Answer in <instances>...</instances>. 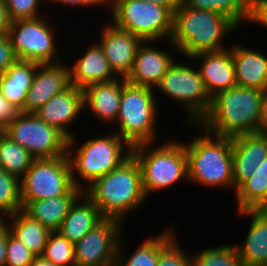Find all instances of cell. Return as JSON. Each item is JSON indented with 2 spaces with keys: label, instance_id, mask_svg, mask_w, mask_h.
Returning <instances> with one entry per match:
<instances>
[{
  "label": "cell",
  "instance_id": "1",
  "mask_svg": "<svg viewBox=\"0 0 267 266\" xmlns=\"http://www.w3.org/2000/svg\"><path fill=\"white\" fill-rule=\"evenodd\" d=\"M237 28L219 12L198 10L182 3L173 13V32L167 44L174 49L173 53L176 51L190 61L196 54L226 49L224 38Z\"/></svg>",
  "mask_w": 267,
  "mask_h": 266
},
{
  "label": "cell",
  "instance_id": "2",
  "mask_svg": "<svg viewBox=\"0 0 267 266\" xmlns=\"http://www.w3.org/2000/svg\"><path fill=\"white\" fill-rule=\"evenodd\" d=\"M262 95L263 91L238 85L219 92L198 125L227 138L258 133Z\"/></svg>",
  "mask_w": 267,
  "mask_h": 266
},
{
  "label": "cell",
  "instance_id": "3",
  "mask_svg": "<svg viewBox=\"0 0 267 266\" xmlns=\"http://www.w3.org/2000/svg\"><path fill=\"white\" fill-rule=\"evenodd\" d=\"M84 194L98 207L106 219L123 220L134 210L142 208L146 195L142 185L141 169L131 155L118 168L96 179Z\"/></svg>",
  "mask_w": 267,
  "mask_h": 266
},
{
  "label": "cell",
  "instance_id": "4",
  "mask_svg": "<svg viewBox=\"0 0 267 266\" xmlns=\"http://www.w3.org/2000/svg\"><path fill=\"white\" fill-rule=\"evenodd\" d=\"M188 126H196L202 131V134L192 137L189 143L184 142L188 182L202 187L234 190L232 138L213 135L198 124Z\"/></svg>",
  "mask_w": 267,
  "mask_h": 266
},
{
  "label": "cell",
  "instance_id": "5",
  "mask_svg": "<svg viewBox=\"0 0 267 266\" xmlns=\"http://www.w3.org/2000/svg\"><path fill=\"white\" fill-rule=\"evenodd\" d=\"M76 139V135L68 139L67 156L73 183L82 190L96 179L118 168L131 156L132 147L115 132L89 138L80 146ZM81 180H84L83 183Z\"/></svg>",
  "mask_w": 267,
  "mask_h": 266
},
{
  "label": "cell",
  "instance_id": "6",
  "mask_svg": "<svg viewBox=\"0 0 267 266\" xmlns=\"http://www.w3.org/2000/svg\"><path fill=\"white\" fill-rule=\"evenodd\" d=\"M155 144L158 145L154 142L141 143L131 150V155L141 169L142 185L147 199L151 194L170 189L179 181L188 182L184 142L172 139L156 147Z\"/></svg>",
  "mask_w": 267,
  "mask_h": 266
},
{
  "label": "cell",
  "instance_id": "7",
  "mask_svg": "<svg viewBox=\"0 0 267 266\" xmlns=\"http://www.w3.org/2000/svg\"><path fill=\"white\" fill-rule=\"evenodd\" d=\"M150 87L133 85L127 82L122 90L117 130L114 131L123 138L131 147L141 144L158 142L157 120L160 111Z\"/></svg>",
  "mask_w": 267,
  "mask_h": 266
},
{
  "label": "cell",
  "instance_id": "8",
  "mask_svg": "<svg viewBox=\"0 0 267 266\" xmlns=\"http://www.w3.org/2000/svg\"><path fill=\"white\" fill-rule=\"evenodd\" d=\"M112 23L143 41L168 42L173 32V13L166 7L142 0H107ZM165 40V42H164Z\"/></svg>",
  "mask_w": 267,
  "mask_h": 266
},
{
  "label": "cell",
  "instance_id": "9",
  "mask_svg": "<svg viewBox=\"0 0 267 266\" xmlns=\"http://www.w3.org/2000/svg\"><path fill=\"white\" fill-rule=\"evenodd\" d=\"M180 103L185 109L186 121L189 124H198L206 115L211 106L212 97L208 93L205 83L201 78L199 69L189 64L173 63L168 67L160 83L154 89Z\"/></svg>",
  "mask_w": 267,
  "mask_h": 266
},
{
  "label": "cell",
  "instance_id": "10",
  "mask_svg": "<svg viewBox=\"0 0 267 266\" xmlns=\"http://www.w3.org/2000/svg\"><path fill=\"white\" fill-rule=\"evenodd\" d=\"M3 132L36 159L67 155L68 138L36 114L19 112Z\"/></svg>",
  "mask_w": 267,
  "mask_h": 266
},
{
  "label": "cell",
  "instance_id": "11",
  "mask_svg": "<svg viewBox=\"0 0 267 266\" xmlns=\"http://www.w3.org/2000/svg\"><path fill=\"white\" fill-rule=\"evenodd\" d=\"M44 15L36 19L15 20L10 23L8 36L18 60L39 64H54L64 61L58 56L55 44L57 31L46 21ZM56 33V34H54Z\"/></svg>",
  "mask_w": 267,
  "mask_h": 266
},
{
  "label": "cell",
  "instance_id": "12",
  "mask_svg": "<svg viewBox=\"0 0 267 266\" xmlns=\"http://www.w3.org/2000/svg\"><path fill=\"white\" fill-rule=\"evenodd\" d=\"M74 186L67 155L35 159L21 178V198L35 201L66 195Z\"/></svg>",
  "mask_w": 267,
  "mask_h": 266
},
{
  "label": "cell",
  "instance_id": "13",
  "mask_svg": "<svg viewBox=\"0 0 267 266\" xmlns=\"http://www.w3.org/2000/svg\"><path fill=\"white\" fill-rule=\"evenodd\" d=\"M123 224L104 219L74 244L75 266H115Z\"/></svg>",
  "mask_w": 267,
  "mask_h": 266
},
{
  "label": "cell",
  "instance_id": "14",
  "mask_svg": "<svg viewBox=\"0 0 267 266\" xmlns=\"http://www.w3.org/2000/svg\"><path fill=\"white\" fill-rule=\"evenodd\" d=\"M103 25L100 29L101 37L98 44L114 74L118 78H126L143 40L116 27L112 22Z\"/></svg>",
  "mask_w": 267,
  "mask_h": 266
},
{
  "label": "cell",
  "instance_id": "15",
  "mask_svg": "<svg viewBox=\"0 0 267 266\" xmlns=\"http://www.w3.org/2000/svg\"><path fill=\"white\" fill-rule=\"evenodd\" d=\"M70 68L62 62L39 64L26 102L20 111L35 114L50 98L63 92L70 86Z\"/></svg>",
  "mask_w": 267,
  "mask_h": 266
},
{
  "label": "cell",
  "instance_id": "16",
  "mask_svg": "<svg viewBox=\"0 0 267 266\" xmlns=\"http://www.w3.org/2000/svg\"><path fill=\"white\" fill-rule=\"evenodd\" d=\"M83 110L82 89L70 85L63 92L50 98L35 114L70 139L75 135L72 130L70 131V125L79 119V114H82Z\"/></svg>",
  "mask_w": 267,
  "mask_h": 266
},
{
  "label": "cell",
  "instance_id": "17",
  "mask_svg": "<svg viewBox=\"0 0 267 266\" xmlns=\"http://www.w3.org/2000/svg\"><path fill=\"white\" fill-rule=\"evenodd\" d=\"M152 43L155 41H143L139 46L131 71L125 78L127 82L154 89L176 59L168 50L158 49Z\"/></svg>",
  "mask_w": 267,
  "mask_h": 266
},
{
  "label": "cell",
  "instance_id": "18",
  "mask_svg": "<svg viewBox=\"0 0 267 266\" xmlns=\"http://www.w3.org/2000/svg\"><path fill=\"white\" fill-rule=\"evenodd\" d=\"M126 83L125 78H117L110 82L95 83L83 88L84 111L89 109L90 114L96 120L103 122L105 126L116 124L121 94Z\"/></svg>",
  "mask_w": 267,
  "mask_h": 266
},
{
  "label": "cell",
  "instance_id": "19",
  "mask_svg": "<svg viewBox=\"0 0 267 266\" xmlns=\"http://www.w3.org/2000/svg\"><path fill=\"white\" fill-rule=\"evenodd\" d=\"M234 191L267 156V135L253 133L232 138Z\"/></svg>",
  "mask_w": 267,
  "mask_h": 266
},
{
  "label": "cell",
  "instance_id": "20",
  "mask_svg": "<svg viewBox=\"0 0 267 266\" xmlns=\"http://www.w3.org/2000/svg\"><path fill=\"white\" fill-rule=\"evenodd\" d=\"M201 62L198 69L211 97L236 86L232 51L229 48L202 52L191 57Z\"/></svg>",
  "mask_w": 267,
  "mask_h": 266
},
{
  "label": "cell",
  "instance_id": "21",
  "mask_svg": "<svg viewBox=\"0 0 267 266\" xmlns=\"http://www.w3.org/2000/svg\"><path fill=\"white\" fill-rule=\"evenodd\" d=\"M69 65L70 84L77 88H85L95 83H106L118 77L112 71L98 41L87 46L85 53Z\"/></svg>",
  "mask_w": 267,
  "mask_h": 266
},
{
  "label": "cell",
  "instance_id": "22",
  "mask_svg": "<svg viewBox=\"0 0 267 266\" xmlns=\"http://www.w3.org/2000/svg\"><path fill=\"white\" fill-rule=\"evenodd\" d=\"M84 193L74 186L66 195L35 201H22L23 211L51 232L58 231L71 206Z\"/></svg>",
  "mask_w": 267,
  "mask_h": 266
},
{
  "label": "cell",
  "instance_id": "23",
  "mask_svg": "<svg viewBox=\"0 0 267 266\" xmlns=\"http://www.w3.org/2000/svg\"><path fill=\"white\" fill-rule=\"evenodd\" d=\"M236 85L263 91L267 88V56L243 45L231 48Z\"/></svg>",
  "mask_w": 267,
  "mask_h": 266
},
{
  "label": "cell",
  "instance_id": "24",
  "mask_svg": "<svg viewBox=\"0 0 267 266\" xmlns=\"http://www.w3.org/2000/svg\"><path fill=\"white\" fill-rule=\"evenodd\" d=\"M237 213L251 218L245 239L235 244L242 266H267V217L259 210Z\"/></svg>",
  "mask_w": 267,
  "mask_h": 266
},
{
  "label": "cell",
  "instance_id": "25",
  "mask_svg": "<svg viewBox=\"0 0 267 266\" xmlns=\"http://www.w3.org/2000/svg\"><path fill=\"white\" fill-rule=\"evenodd\" d=\"M104 219L98 207L83 193L71 206L57 232L75 244Z\"/></svg>",
  "mask_w": 267,
  "mask_h": 266
},
{
  "label": "cell",
  "instance_id": "26",
  "mask_svg": "<svg viewBox=\"0 0 267 266\" xmlns=\"http://www.w3.org/2000/svg\"><path fill=\"white\" fill-rule=\"evenodd\" d=\"M38 65L33 61L17 60L0 74L1 94L19 112L24 107Z\"/></svg>",
  "mask_w": 267,
  "mask_h": 266
},
{
  "label": "cell",
  "instance_id": "27",
  "mask_svg": "<svg viewBox=\"0 0 267 266\" xmlns=\"http://www.w3.org/2000/svg\"><path fill=\"white\" fill-rule=\"evenodd\" d=\"M173 230L171 227L155 237L145 238L130 256L127 255L128 252L125 253L122 235L118 243L115 266H157L161 248L175 235Z\"/></svg>",
  "mask_w": 267,
  "mask_h": 266
},
{
  "label": "cell",
  "instance_id": "28",
  "mask_svg": "<svg viewBox=\"0 0 267 266\" xmlns=\"http://www.w3.org/2000/svg\"><path fill=\"white\" fill-rule=\"evenodd\" d=\"M10 233L35 256L43 255L51 231L32 219L23 210L6 217Z\"/></svg>",
  "mask_w": 267,
  "mask_h": 266
},
{
  "label": "cell",
  "instance_id": "29",
  "mask_svg": "<svg viewBox=\"0 0 267 266\" xmlns=\"http://www.w3.org/2000/svg\"><path fill=\"white\" fill-rule=\"evenodd\" d=\"M237 210H259L267 202V156L235 191Z\"/></svg>",
  "mask_w": 267,
  "mask_h": 266
},
{
  "label": "cell",
  "instance_id": "30",
  "mask_svg": "<svg viewBox=\"0 0 267 266\" xmlns=\"http://www.w3.org/2000/svg\"><path fill=\"white\" fill-rule=\"evenodd\" d=\"M36 158L4 132L0 135V168L22 178Z\"/></svg>",
  "mask_w": 267,
  "mask_h": 266
},
{
  "label": "cell",
  "instance_id": "31",
  "mask_svg": "<svg viewBox=\"0 0 267 266\" xmlns=\"http://www.w3.org/2000/svg\"><path fill=\"white\" fill-rule=\"evenodd\" d=\"M182 3L198 10H213L231 19L238 27L250 18L251 0H182Z\"/></svg>",
  "mask_w": 267,
  "mask_h": 266
},
{
  "label": "cell",
  "instance_id": "32",
  "mask_svg": "<svg viewBox=\"0 0 267 266\" xmlns=\"http://www.w3.org/2000/svg\"><path fill=\"white\" fill-rule=\"evenodd\" d=\"M196 253L191 255L190 266H242L235 244L209 247Z\"/></svg>",
  "mask_w": 267,
  "mask_h": 266
},
{
  "label": "cell",
  "instance_id": "33",
  "mask_svg": "<svg viewBox=\"0 0 267 266\" xmlns=\"http://www.w3.org/2000/svg\"><path fill=\"white\" fill-rule=\"evenodd\" d=\"M23 210L21 179L0 168V213L4 218Z\"/></svg>",
  "mask_w": 267,
  "mask_h": 266
},
{
  "label": "cell",
  "instance_id": "34",
  "mask_svg": "<svg viewBox=\"0 0 267 266\" xmlns=\"http://www.w3.org/2000/svg\"><path fill=\"white\" fill-rule=\"evenodd\" d=\"M74 252V244L54 231L49 235L42 256L59 266H75Z\"/></svg>",
  "mask_w": 267,
  "mask_h": 266
},
{
  "label": "cell",
  "instance_id": "35",
  "mask_svg": "<svg viewBox=\"0 0 267 266\" xmlns=\"http://www.w3.org/2000/svg\"><path fill=\"white\" fill-rule=\"evenodd\" d=\"M46 0H4L10 21L42 17L40 5Z\"/></svg>",
  "mask_w": 267,
  "mask_h": 266
},
{
  "label": "cell",
  "instance_id": "36",
  "mask_svg": "<svg viewBox=\"0 0 267 266\" xmlns=\"http://www.w3.org/2000/svg\"><path fill=\"white\" fill-rule=\"evenodd\" d=\"M174 235L160 250L157 266H190L191 254L187 255Z\"/></svg>",
  "mask_w": 267,
  "mask_h": 266
},
{
  "label": "cell",
  "instance_id": "37",
  "mask_svg": "<svg viewBox=\"0 0 267 266\" xmlns=\"http://www.w3.org/2000/svg\"><path fill=\"white\" fill-rule=\"evenodd\" d=\"M34 256L23 243L8 233L5 266H29Z\"/></svg>",
  "mask_w": 267,
  "mask_h": 266
},
{
  "label": "cell",
  "instance_id": "38",
  "mask_svg": "<svg viewBox=\"0 0 267 266\" xmlns=\"http://www.w3.org/2000/svg\"><path fill=\"white\" fill-rule=\"evenodd\" d=\"M17 60L8 34H0V73H4Z\"/></svg>",
  "mask_w": 267,
  "mask_h": 266
},
{
  "label": "cell",
  "instance_id": "39",
  "mask_svg": "<svg viewBox=\"0 0 267 266\" xmlns=\"http://www.w3.org/2000/svg\"><path fill=\"white\" fill-rule=\"evenodd\" d=\"M249 22L267 28V0H251Z\"/></svg>",
  "mask_w": 267,
  "mask_h": 266
},
{
  "label": "cell",
  "instance_id": "40",
  "mask_svg": "<svg viewBox=\"0 0 267 266\" xmlns=\"http://www.w3.org/2000/svg\"><path fill=\"white\" fill-rule=\"evenodd\" d=\"M18 113L19 111L7 101L0 91V128L4 129Z\"/></svg>",
  "mask_w": 267,
  "mask_h": 266
},
{
  "label": "cell",
  "instance_id": "41",
  "mask_svg": "<svg viewBox=\"0 0 267 266\" xmlns=\"http://www.w3.org/2000/svg\"><path fill=\"white\" fill-rule=\"evenodd\" d=\"M48 1V3H54L57 4V6L62 5V6H71L73 8H75V6H78L79 8L81 7H85V8H90V7H97V6H105L106 7V1L107 0H46Z\"/></svg>",
  "mask_w": 267,
  "mask_h": 266
},
{
  "label": "cell",
  "instance_id": "42",
  "mask_svg": "<svg viewBox=\"0 0 267 266\" xmlns=\"http://www.w3.org/2000/svg\"><path fill=\"white\" fill-rule=\"evenodd\" d=\"M10 232L9 226L4 220L0 224V266H5L6 259V243L8 238V233Z\"/></svg>",
  "mask_w": 267,
  "mask_h": 266
},
{
  "label": "cell",
  "instance_id": "43",
  "mask_svg": "<svg viewBox=\"0 0 267 266\" xmlns=\"http://www.w3.org/2000/svg\"><path fill=\"white\" fill-rule=\"evenodd\" d=\"M258 133L267 135V88L263 90Z\"/></svg>",
  "mask_w": 267,
  "mask_h": 266
},
{
  "label": "cell",
  "instance_id": "44",
  "mask_svg": "<svg viewBox=\"0 0 267 266\" xmlns=\"http://www.w3.org/2000/svg\"><path fill=\"white\" fill-rule=\"evenodd\" d=\"M10 23L4 0H0V34L8 33Z\"/></svg>",
  "mask_w": 267,
  "mask_h": 266
},
{
  "label": "cell",
  "instance_id": "45",
  "mask_svg": "<svg viewBox=\"0 0 267 266\" xmlns=\"http://www.w3.org/2000/svg\"><path fill=\"white\" fill-rule=\"evenodd\" d=\"M148 1L155 4H160L168 8L172 13H174L182 4V0H142Z\"/></svg>",
  "mask_w": 267,
  "mask_h": 266
},
{
  "label": "cell",
  "instance_id": "46",
  "mask_svg": "<svg viewBox=\"0 0 267 266\" xmlns=\"http://www.w3.org/2000/svg\"><path fill=\"white\" fill-rule=\"evenodd\" d=\"M29 266H59L46 260L42 255L34 256Z\"/></svg>",
  "mask_w": 267,
  "mask_h": 266
},
{
  "label": "cell",
  "instance_id": "47",
  "mask_svg": "<svg viewBox=\"0 0 267 266\" xmlns=\"http://www.w3.org/2000/svg\"><path fill=\"white\" fill-rule=\"evenodd\" d=\"M259 211L267 217V202L259 209Z\"/></svg>",
  "mask_w": 267,
  "mask_h": 266
},
{
  "label": "cell",
  "instance_id": "48",
  "mask_svg": "<svg viewBox=\"0 0 267 266\" xmlns=\"http://www.w3.org/2000/svg\"><path fill=\"white\" fill-rule=\"evenodd\" d=\"M4 216L0 213V224L5 220Z\"/></svg>",
  "mask_w": 267,
  "mask_h": 266
}]
</instances>
